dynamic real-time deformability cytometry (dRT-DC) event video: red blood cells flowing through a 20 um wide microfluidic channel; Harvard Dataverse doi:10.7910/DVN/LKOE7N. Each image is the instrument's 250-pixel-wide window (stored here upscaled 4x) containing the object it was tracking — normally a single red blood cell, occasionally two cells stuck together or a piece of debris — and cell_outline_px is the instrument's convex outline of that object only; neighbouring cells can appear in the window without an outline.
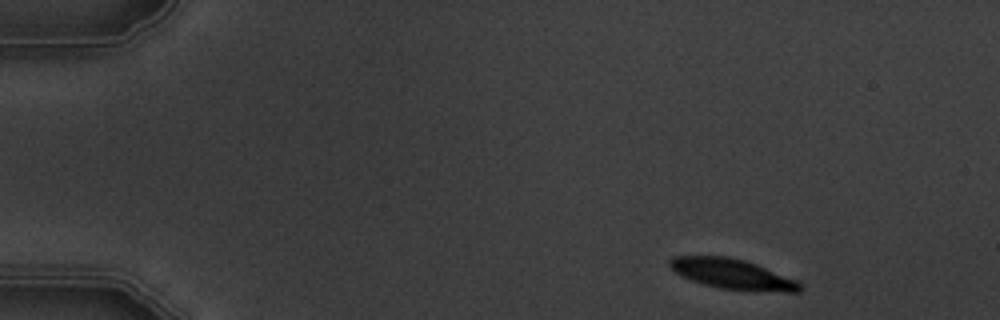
{"species": "common noctule bat (a hibernating species)", "species_latin": "Nyctalus noctula", "temperature_condition": "warm", "stored_images_in_passage": 4, "segment_of_instrument_passage": [1, 2], "camera_frame_rate_fps": 3000, "um_per_image_px": 0.085, "animal": {"sex": "male", "body_mass_g": 19.5, "forearm_length_mm": 54.6}, "frame": {"image": 1, "passage_image": 1, "time_ms": 0.0, "image_size_px": [1000, 320], "cell_outline_px": [[800, 292], [788, 292], [720, 288], [704, 284], [680, 276], [668, 264], [668, 260], [672, 256], [728, 256], [744, 260], [756, 264], [796, 280], [800, 284]], "centroid_in_image_um": [62.2, 23.27], "position_along_channel_um": 22.8, "area_um2": 22.48}}